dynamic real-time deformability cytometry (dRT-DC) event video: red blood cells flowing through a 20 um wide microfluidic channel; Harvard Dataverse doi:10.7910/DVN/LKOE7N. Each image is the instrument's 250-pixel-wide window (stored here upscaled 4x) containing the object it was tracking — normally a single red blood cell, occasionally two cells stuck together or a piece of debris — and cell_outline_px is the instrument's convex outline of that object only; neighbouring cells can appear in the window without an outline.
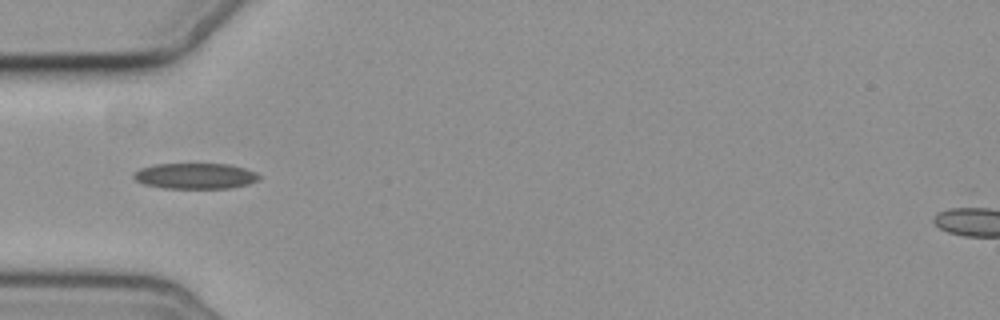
{"species": "common noctule bat (a hibernating species)", "species_latin": "Nyctalus noctula", "temperature_condition": "cold", "stored_images_in_passage": 3, "camera_frame_rate_fps": 3000, "um_per_image_px": 0.085, "animal": {"sex": "female", "body_mass_g": 19.3, "forearm_length_mm": 54.1}, "frame": {"image": 1, "passage_image": 1, "time_ms": 0.0, "image_size_px": [1000, 320], "cell_outline_px": [[260, 180], [248, 184], [232, 188], [164, 188], [144, 184], [136, 180], [132, 176], [140, 168], [156, 164], [228, 164], [244, 168], [256, 172], [260, 176]], "centroid_in_image_um": [16.63, 14.96], "position_along_channel_um": 68.4, "area_um2": 18.79}}
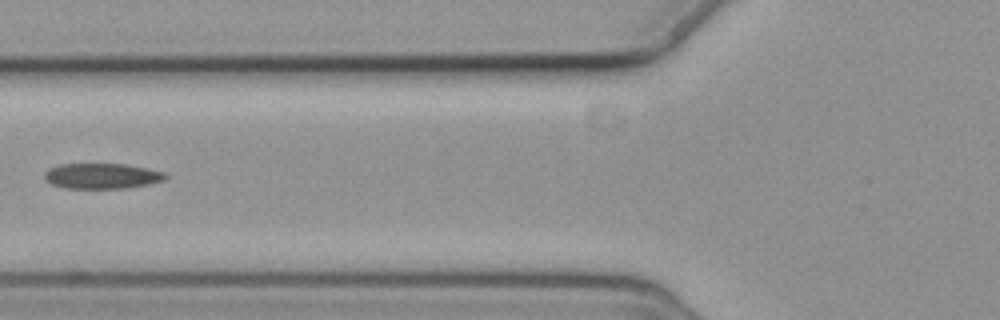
{"frame": {"image": 2, "passage_image": 2, "time_ms": 1.333, "image_size_px": [1000, 320], "cell_outline_px": [[168, 176], [164, 180], [152, 184], [128, 188], [64, 188], [52, 184], [44, 176], [44, 172], [48, 168], [60, 164], [124, 164], [148, 168], [164, 172]], "centroid_in_image_um": [8.7, 14.96], "position_along_channel_um": 117.1, "area_um2": 18.03}}
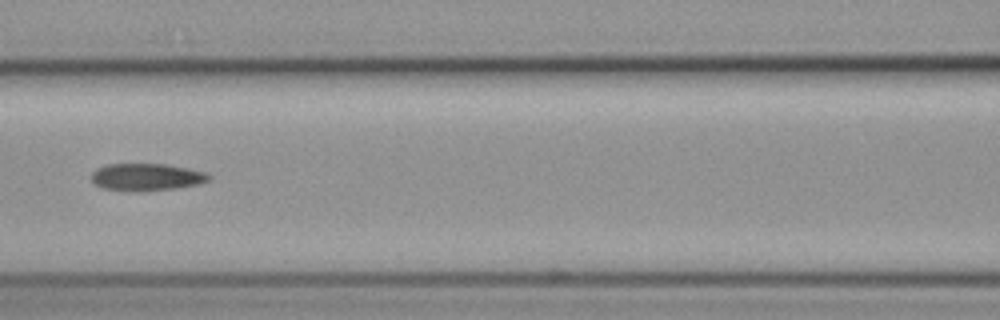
{"frame": {"image": 3, "passage_image": 3, "time_ms": 2.333, "image_size_px": [1000, 320], "cell_outline_px": [[212, 176], [208, 180], [200, 184], [176, 188], [140, 192], [128, 192], [104, 188], [96, 184], [92, 180], [92, 172], [96, 168], [108, 164], [164, 164], [188, 168], [204, 172]], "centroid_in_image_um": [12.45, 15.06], "position_along_channel_um": 154.2, "area_um2": 18.79}}